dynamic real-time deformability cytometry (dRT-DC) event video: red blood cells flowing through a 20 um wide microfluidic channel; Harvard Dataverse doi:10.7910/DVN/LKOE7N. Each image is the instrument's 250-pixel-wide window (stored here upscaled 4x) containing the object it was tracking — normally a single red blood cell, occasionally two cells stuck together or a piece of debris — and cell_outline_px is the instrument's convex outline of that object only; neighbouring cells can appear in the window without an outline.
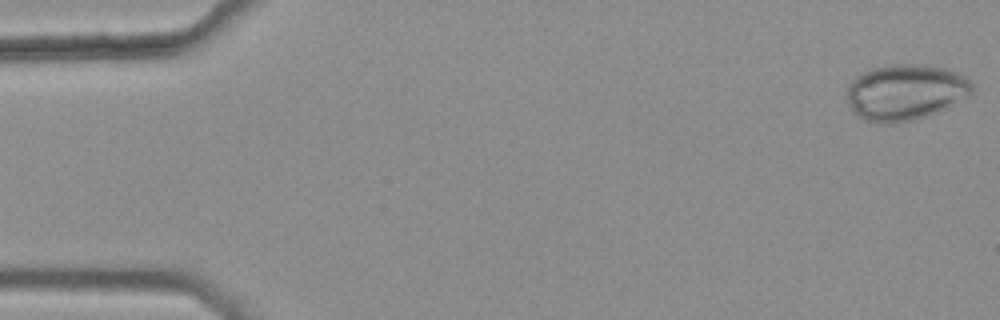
{"species": "common noctule bat (a hibernating species)", "species_latin": "Nyctalus noctula", "temperature_condition": "warm", "stored_images_in_passage": 46, "camera_frame_rate_fps": 3000, "um_per_image_px": 0.085, "animal": {"sex": "female", "body_mass_g": 25.1}, "frame": {"image": 1, "passage_image": 1, "time_ms": 0.0, "image_size_px": [1000, 320], "cell_outline_px": [[972, 92], [968, 96], [948, 108], [928, 116], [912, 120], [892, 124], [876, 124], [864, 120], [848, 104], [848, 84], [856, 76], [872, 68], [888, 64], [924, 64], [948, 68], [972, 80]], "centroid_in_image_um": [76.99, 7.84], "position_along_channel_um": 8.0, "area_um2": 41.27}}
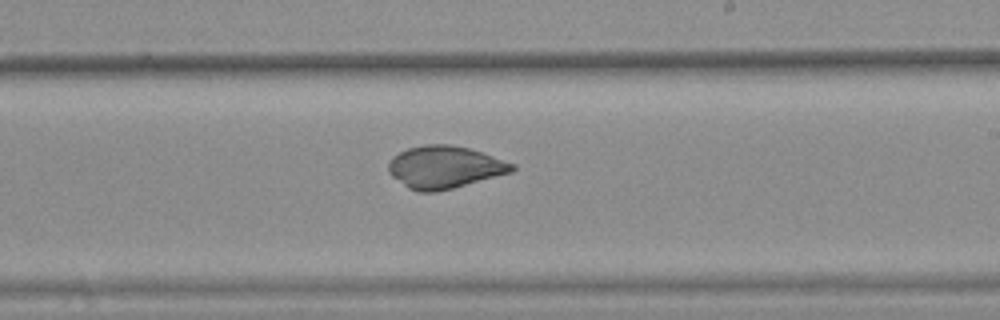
{"frame": {"image": 2, "passage_image": 31, "time_ms": 10.0, "image_size_px": [1000, 320], "cell_outline_px": [[516, 168], [512, 172], [452, 188], [436, 192], [416, 192], [408, 188], [392, 176], [388, 172], [388, 164], [392, 156], [408, 148], [424, 144], [448, 144], [468, 148], [484, 152], [516, 164]], "centroid_in_image_um": [37.8, 14.2], "position_along_channel_um": 251.2, "area_um2": 30.69}}
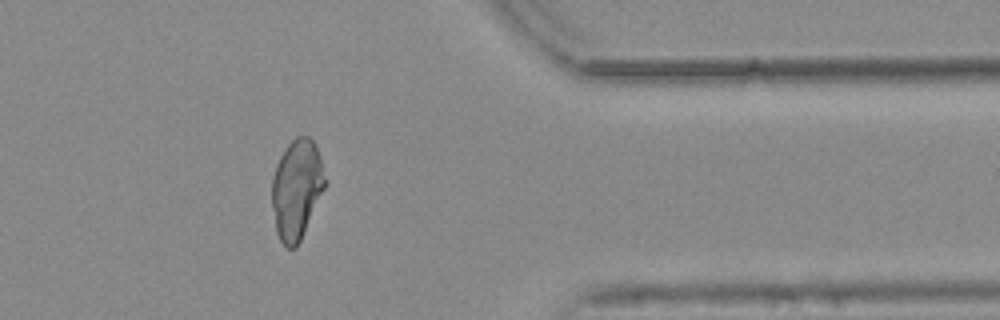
{"frame": {"image": 3, "passage_image": 43, "time_ms": 14.0, "image_size_px": [1000, 320], "cell_outline_px": [[328, 184], [296, 248], [288, 248], [280, 240], [276, 232], [272, 208], [272, 176], [276, 164], [280, 156], [288, 144], [296, 136], [308, 136], [316, 144]], "centroid_in_image_um": [25.23, 16.07], "position_along_channel_um": 386.2, "area_um2": 31.15}}